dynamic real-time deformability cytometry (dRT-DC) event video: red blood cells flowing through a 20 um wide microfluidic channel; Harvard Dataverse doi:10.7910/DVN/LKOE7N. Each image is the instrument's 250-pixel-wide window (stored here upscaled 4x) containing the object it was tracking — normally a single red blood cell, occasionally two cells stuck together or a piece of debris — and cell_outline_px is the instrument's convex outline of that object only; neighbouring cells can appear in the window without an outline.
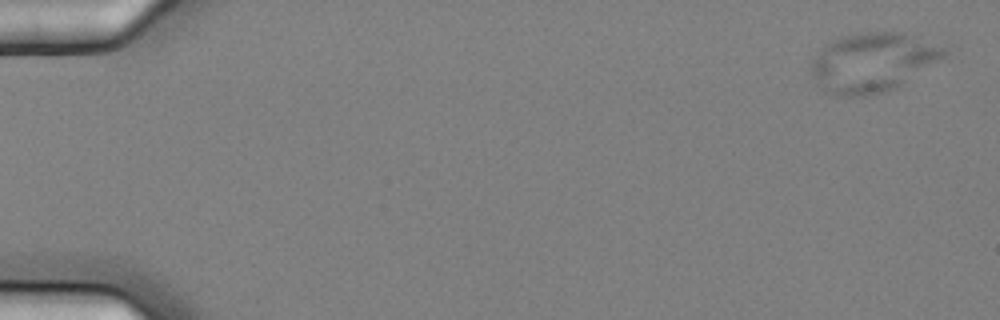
{"species": "common noctule bat (a hibernating species)", "species_latin": "Nyctalus noctula", "temperature_condition": "cold", "stored_images_in_passage": 5, "camera_frame_rate_fps": 3000, "um_per_image_px": 0.085, "animal": {"sex": "female", "body_mass_g": 25.1}, "frame": {"image": 1, "passage_image": 1, "time_ms": 0.0, "image_size_px": [1000, 320], "cell_outline_px": [[948, 48], [944, 56], [896, 88], [884, 92], [864, 96], [836, 96], [824, 92], [816, 84], [808, 68], [808, 64], [824, 44], [840, 36], [860, 32], [904, 32]], "centroid_in_image_um": [74.08, 5.3], "position_along_channel_um": 10.9, "area_um2": 46.24}}
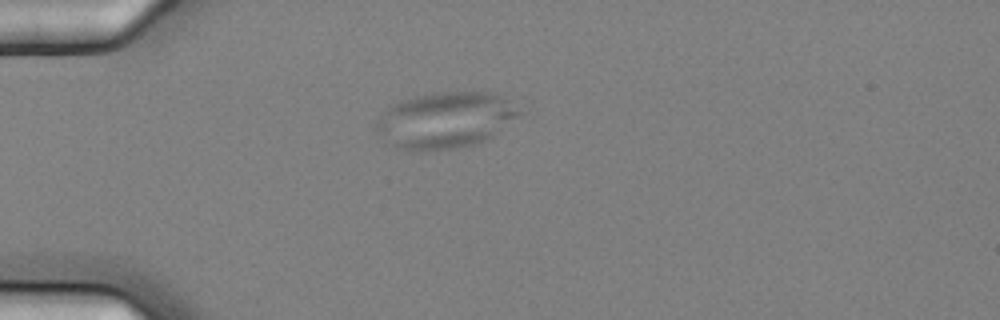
{"frame": {"image": 2, "passage_image": 5, "time_ms": 1.333, "image_size_px": [1000, 320], "cell_outline_px": [[520, 112], [516, 116], [492, 136], [476, 144], [452, 148], [416, 152], [396, 148], [384, 144], [376, 128], [376, 120], [388, 108], [404, 100], [416, 96], [436, 92], [488, 92], [500, 96], [508, 100]], "centroid_in_image_um": [37.76, 10.24], "position_along_channel_um": 47.2, "area_um2": 46.3}}